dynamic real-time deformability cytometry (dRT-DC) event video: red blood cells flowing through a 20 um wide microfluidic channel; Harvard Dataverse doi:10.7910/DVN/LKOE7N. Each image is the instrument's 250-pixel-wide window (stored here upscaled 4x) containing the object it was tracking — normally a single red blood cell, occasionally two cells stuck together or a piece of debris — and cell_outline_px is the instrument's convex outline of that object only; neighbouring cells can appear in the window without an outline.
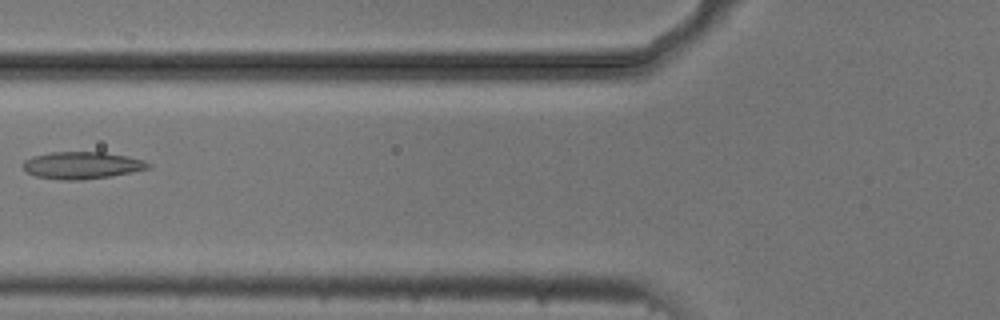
{"species": "common noctule bat (a hibernating species)", "species_latin": "Nyctalus noctula", "temperature_condition": "cold", "stored_images_in_passage": 6, "camera_frame_rate_fps": 3000, "um_per_image_px": 0.085, "animal": {"sex": "male", "body_mass_g": 20.5, "forearm_length_mm": 52.5}, "frame": {"image": 1, "passage_image": 5, "time_ms": 1.333, "image_size_px": [1000, 320], "cell_outline_px": [[152, 168], [112, 176], [84, 180], [60, 180], [36, 176], [28, 172], [20, 164], [24, 160], [32, 156], [48, 152], [104, 152], [128, 156], [144, 160], [152, 164]], "centroid_in_image_um": [6.98, 14.05], "position_along_channel_um": 118.8, "area_um2": 20.11}}
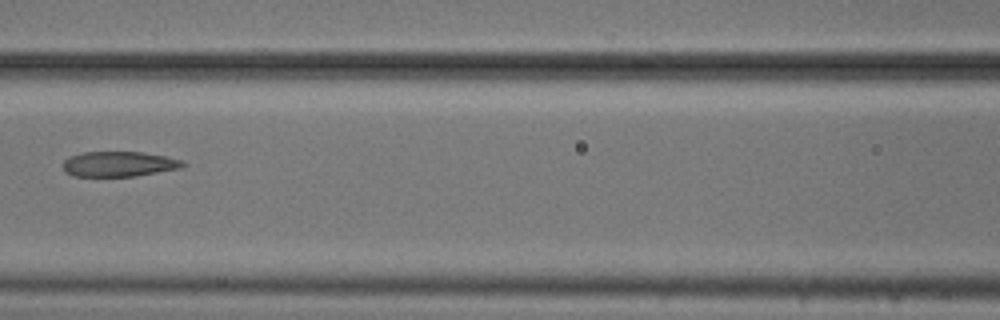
{"frame": {"image": 2, "passage_image": 6, "time_ms": 1.667, "image_size_px": [1000, 320], "cell_outline_px": [[188, 164], [180, 168], [136, 176], [72, 176], [64, 172], [64, 160], [68, 156], [84, 152], [144, 152], [168, 156], [180, 160]], "centroid_in_image_um": [10.11, 13.94], "position_along_channel_um": 156.5, "area_um2": 17.69}}